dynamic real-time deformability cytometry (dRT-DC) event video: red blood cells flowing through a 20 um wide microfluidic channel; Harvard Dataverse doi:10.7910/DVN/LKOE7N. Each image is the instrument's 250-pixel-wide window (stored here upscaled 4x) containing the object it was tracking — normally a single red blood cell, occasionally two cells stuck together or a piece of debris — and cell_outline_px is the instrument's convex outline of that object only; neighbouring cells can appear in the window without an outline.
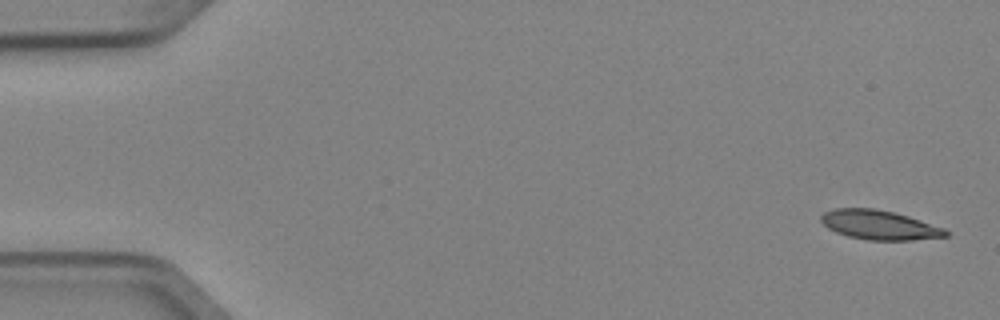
{"species": "Egyptian fruit bat (a non-hibernating species)", "species_latin": "Rousettus aegyptiacus", "temperature_condition": "cold", "stored_images_in_passage": 5, "camera_frame_rate_fps": 3000, "um_per_image_px": 0.085, "animal": {"sex": "female"}, "frame": {"image": 1, "passage_image": 1, "time_ms": 0.0, "image_size_px": [1000, 320], "cell_outline_px": [[952, 232], [948, 236], [912, 240], [868, 240], [848, 236], [836, 232], [828, 228], [820, 220], [820, 216], [824, 212], [836, 208], [872, 208], [892, 212], [908, 216], [944, 228]], "centroid_in_image_um": [74.76, 19.12], "position_along_channel_um": 10.2, "area_um2": 21.27}}
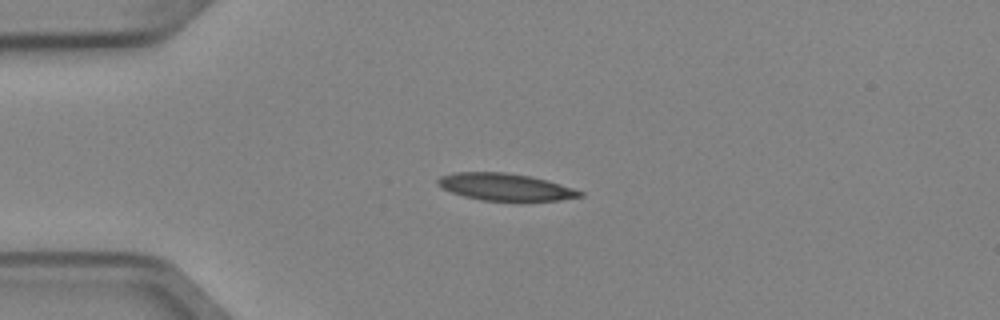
{"frame": {"image": 2, "passage_image": 4, "time_ms": 1.0, "image_size_px": [1000, 320], "cell_outline_px": [[584, 196], [560, 200], [484, 200], [464, 196], [452, 192], [436, 184], [436, 180], [440, 176], [456, 172], [504, 172], [532, 176], [548, 180], [584, 192]], "centroid_in_image_um": [42.95, 15.87], "position_along_channel_um": 42.0, "area_um2": 22.25}}